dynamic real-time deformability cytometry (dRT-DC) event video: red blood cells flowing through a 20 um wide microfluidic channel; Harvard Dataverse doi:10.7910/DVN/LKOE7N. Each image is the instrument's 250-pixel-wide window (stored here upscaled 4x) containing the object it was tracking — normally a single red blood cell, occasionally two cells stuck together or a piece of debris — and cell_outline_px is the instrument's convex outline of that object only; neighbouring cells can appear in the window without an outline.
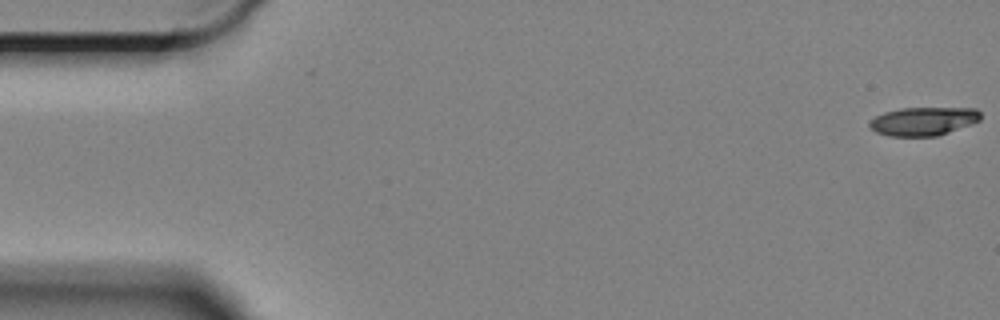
{"species": "Egyptian fruit bat (a non-hibernating species)", "species_latin": "Rousettus aegyptiacus", "temperature_condition": "cold", "stored_images_in_passage": 61, "camera_frame_rate_fps": 3000, "um_per_image_px": 0.085, "animal": {"sex": "female"}, "frame": {"image": 1, "passage_image": 1, "time_ms": 0.0, "image_size_px": [1000, 320], "cell_outline_px": [[980, 120], [972, 124], [936, 136], [888, 136], [876, 132], [868, 124], [868, 120], [884, 112], [900, 108], [976, 108], [980, 112]], "centroid_in_image_um": [78.47, 10.3], "position_along_channel_um": 6.5, "area_um2": 18.44}}
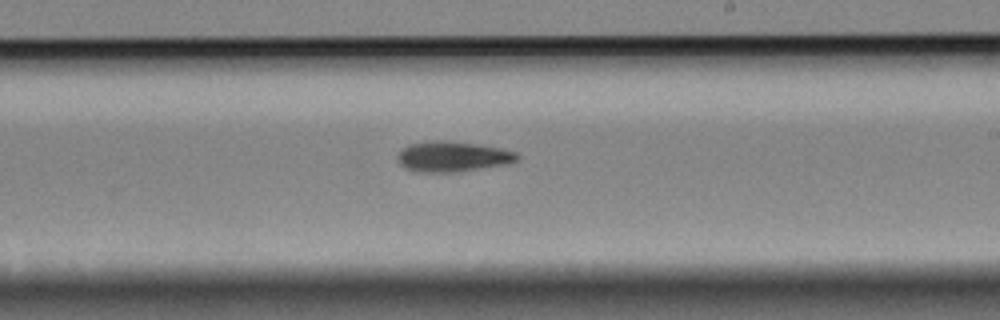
{"frame": {"image": 2, "passage_image": 35, "time_ms": 11.333, "image_size_px": [1000, 320], "cell_outline_px": [[520, 156], [516, 160], [508, 164], [460, 172], [416, 172], [404, 168], [396, 160], [396, 156], [408, 144], [436, 140], [444, 140], [476, 144], [500, 148], [516, 152]], "centroid_in_image_um": [38.45, 13.32], "position_along_channel_um": 250.5, "area_um2": 21.33}}
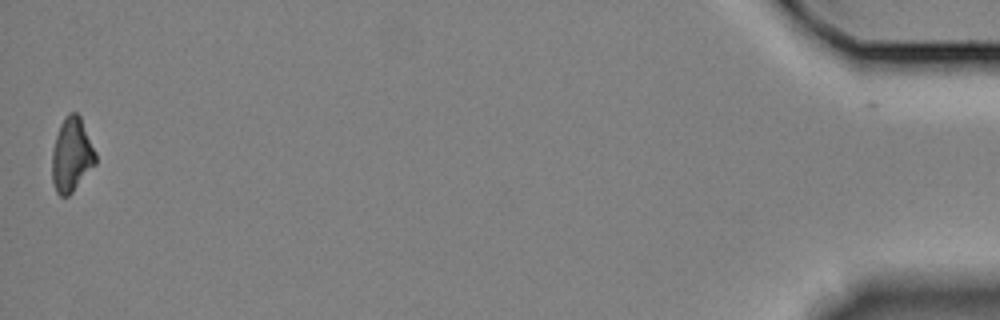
{"frame": {"image": 3, "passage_image": 60, "time_ms": 19.667, "image_size_px": [1000, 320], "cell_outline_px": [[96, 164], [72, 192], [68, 196], [60, 196], [56, 192], [52, 180], [52, 152], [56, 136], [60, 124], [64, 116], [68, 112], [76, 112], [80, 116], [96, 152]], "centroid_in_image_um": [6.09, 13.15], "position_along_channel_um": 429.1, "area_um2": 18.84}}